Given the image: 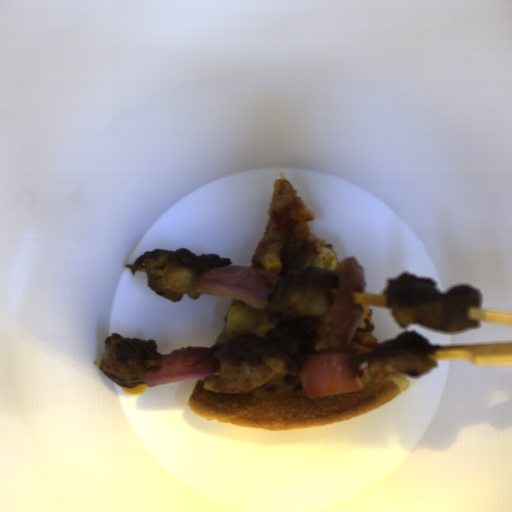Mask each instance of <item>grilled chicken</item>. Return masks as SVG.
I'll list each match as a JSON object with an SVG mask.
<instances>
[{"instance_id":"obj_1","label":"grilled chicken","mask_w":512,"mask_h":512,"mask_svg":"<svg viewBox=\"0 0 512 512\" xmlns=\"http://www.w3.org/2000/svg\"><path fill=\"white\" fill-rule=\"evenodd\" d=\"M262 337L285 347L301 369L307 357L317 352L319 345L316 332L299 318L292 321L279 320Z\"/></svg>"}]
</instances>
